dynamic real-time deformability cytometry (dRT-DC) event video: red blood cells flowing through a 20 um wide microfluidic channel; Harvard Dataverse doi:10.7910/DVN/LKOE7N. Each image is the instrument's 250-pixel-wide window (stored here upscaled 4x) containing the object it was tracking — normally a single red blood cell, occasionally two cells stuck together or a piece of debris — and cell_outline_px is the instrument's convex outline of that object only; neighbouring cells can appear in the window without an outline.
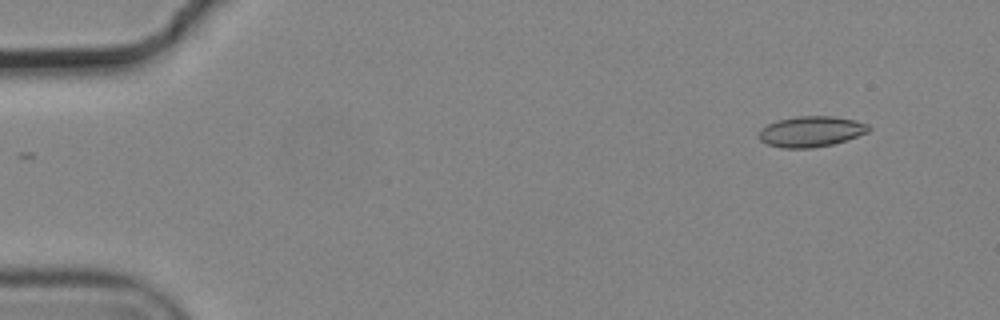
{"species": "common noctule bat (a hibernating species)", "species_latin": "Nyctalus noctula", "temperature_condition": "cold", "stored_images_in_passage": 2, "camera_frame_rate_fps": 3000, "um_per_image_px": 0.085, "animal": {"sex": "male", "body_mass_g": 19.2, "forearm_length_mm": 51.8}, "frame": {"image": 1, "passage_image": 2, "time_ms": 0.333, "image_size_px": [1000, 320], "cell_outline_px": [[872, 128], [868, 132], [832, 144], [812, 148], [780, 148], [768, 144], [760, 140], [760, 128], [776, 120], [796, 116], [832, 116], [856, 120], [868, 124]], "centroid_in_image_um": [68.93, 11.17], "position_along_channel_um": 16.1, "area_um2": 19.59}}